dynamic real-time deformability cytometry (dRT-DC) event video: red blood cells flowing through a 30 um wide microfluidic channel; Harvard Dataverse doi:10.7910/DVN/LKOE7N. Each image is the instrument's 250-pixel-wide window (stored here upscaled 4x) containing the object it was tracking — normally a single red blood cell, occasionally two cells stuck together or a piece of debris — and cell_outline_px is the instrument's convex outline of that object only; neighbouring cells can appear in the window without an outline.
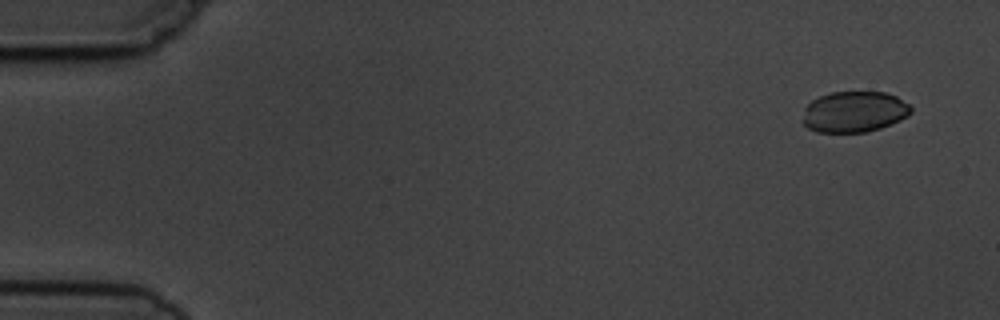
{"species": "common noctule bat (a hibernating species)", "species_latin": "Nyctalus noctula", "temperature_condition": "cold", "stored_images_in_passage": 3, "segment_of_instrument_passage": [2, 2], "camera_frame_rate_fps": 3000, "um_per_image_px": 0.085, "animal": {"sex": "male", "body_mass_g": 19.5, "forearm_length_mm": 54.6}, "frame": {"image": 1, "passage_image": 3, "time_ms": 3.0, "image_size_px": [1000, 320], "cell_outline_px": [[912, 112], [908, 116], [900, 120], [880, 128], [868, 132], [816, 132], [808, 128], [800, 120], [804, 108], [812, 100], [820, 96], [832, 92], [884, 92], [896, 96], [908, 104], [912, 108]], "centroid_in_image_um": [72.58, 9.51], "position_along_channel_um": 12.4, "area_um2": 26.01}}